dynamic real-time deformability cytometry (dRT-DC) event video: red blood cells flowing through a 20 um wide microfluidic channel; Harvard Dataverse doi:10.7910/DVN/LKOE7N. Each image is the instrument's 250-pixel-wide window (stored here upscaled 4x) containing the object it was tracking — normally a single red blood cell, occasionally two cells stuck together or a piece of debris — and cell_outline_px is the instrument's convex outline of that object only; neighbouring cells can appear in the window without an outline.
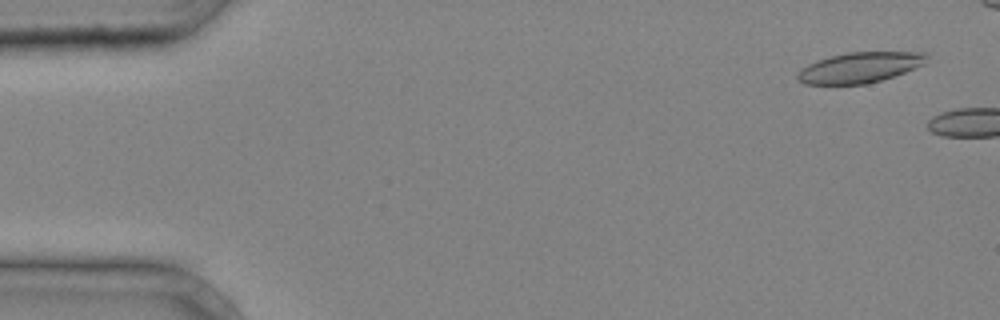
{"species": "common noctule bat (a hibernating species)", "species_latin": "Nyctalus noctula", "temperature_condition": "cold", "stored_images_in_passage": 4, "camera_frame_rate_fps": 3000, "um_per_image_px": 0.085, "animal": {"sex": "male", "body_mass_g": 20.4}, "frame": {"image": 1, "passage_image": 2, "time_ms": 0.333, "image_size_px": [1000, 320], "cell_outline_px": [[928, 56], [924, 64], [904, 72], [880, 80], [864, 84], [804, 84], [796, 80], [796, 72], [800, 68], [816, 60], [848, 52], [928, 52]], "centroid_in_image_um": [73.03, 5.73], "position_along_channel_um": 12.0, "area_um2": 22.95}}